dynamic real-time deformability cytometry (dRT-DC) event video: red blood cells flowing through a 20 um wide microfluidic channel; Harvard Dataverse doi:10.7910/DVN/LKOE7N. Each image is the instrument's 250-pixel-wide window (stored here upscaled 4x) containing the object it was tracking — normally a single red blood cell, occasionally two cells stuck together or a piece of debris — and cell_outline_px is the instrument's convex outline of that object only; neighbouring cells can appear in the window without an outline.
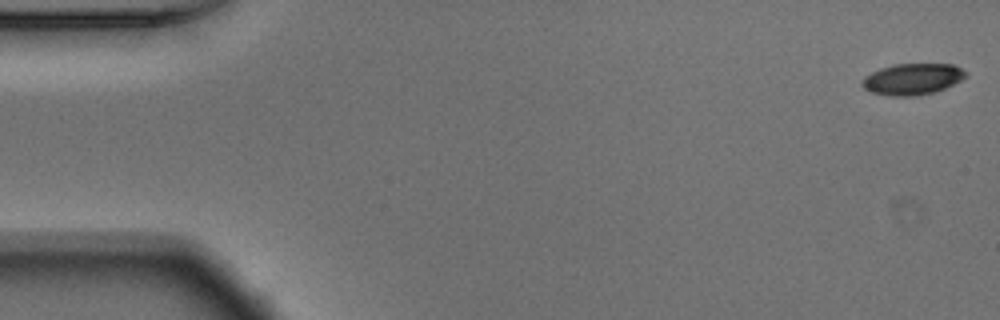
{"species": "Egyptian fruit bat (a non-hibernating species)", "species_latin": "Rousettus aegyptiacus", "temperature_condition": "warm", "stored_images_in_passage": 54, "camera_frame_rate_fps": 3000, "um_per_image_px": 0.085, "animal": {"sex": "male"}, "frame": {"image": 1, "passage_image": 1, "time_ms": 0.0, "image_size_px": [1000, 320], "cell_outline_px": [[968, 76], [944, 88], [932, 92], [916, 96], [888, 96], [872, 92], [864, 88], [860, 84], [864, 76], [880, 68], [892, 64], [952, 64], [968, 72]], "centroid_in_image_um": [77.53, 6.72], "position_along_channel_um": 7.5, "area_um2": 18.9}}
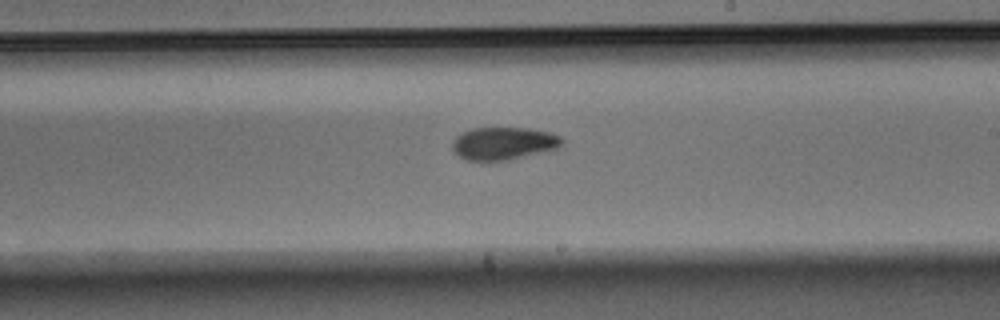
{"frame": {"image": 2, "passage_image": 31, "time_ms": 10.0, "image_size_px": [1000, 320], "cell_outline_px": [[564, 144], [556, 148], [508, 160], [468, 160], [460, 156], [452, 148], [452, 144], [456, 136], [472, 128], [528, 128], [548, 132], [560, 136], [564, 140]], "centroid_in_image_um": [42.81, 12.18], "position_along_channel_um": 246.2, "area_um2": 20.52}}
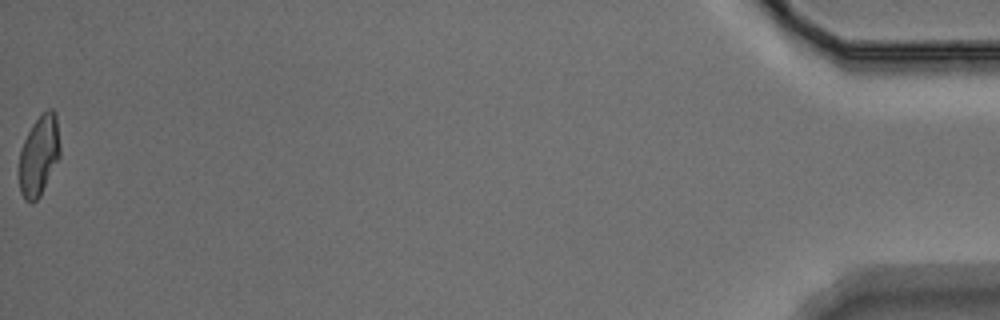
{"frame": {"image": 3, "passage_image": 54, "time_ms": 17.667, "image_size_px": [1000, 320], "cell_outline_px": [[60, 156], [40, 196], [32, 204], [24, 200], [20, 192], [20, 148], [32, 124], [48, 108], [52, 108], [56, 112], [60, 144]], "centroid_in_image_um": [3.33, 13.21], "position_along_channel_um": 431.9, "area_um2": 19.13}, "authors_computed_cell_mechanics": {"area_um2": 20.3167, "velocity_mm_per_s": 3.7517, "shape_relaxation_time_tau1_ms": 6.7757, "shape_relaxation_time_tau2_ms": 4.746, "deformation_change_tau1": 0.1818, "deformation_change_tau2": 0.1082}}